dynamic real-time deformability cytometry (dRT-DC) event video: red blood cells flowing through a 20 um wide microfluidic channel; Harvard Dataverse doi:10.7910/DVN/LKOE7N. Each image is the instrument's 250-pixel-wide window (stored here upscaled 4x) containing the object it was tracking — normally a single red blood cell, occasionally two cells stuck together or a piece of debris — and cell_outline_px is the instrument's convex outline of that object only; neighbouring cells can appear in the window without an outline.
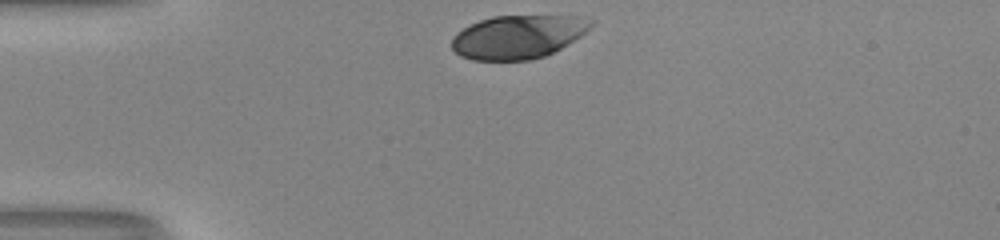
{"species": "human", "species_latin": "Homo sapiens", "temperature_condition": "room temperature", "stored_images_in_passage": 30, "camera_frame_rate_fps": 3000, "um_per_image_px": 0.085, "donor": {"sex": "male"}, "frame": {"image": 1, "passage_image": 1, "time_ms": 0.0, "image_size_px": [1000, 240], "cell_outline_px": [[596, 20], [580, 36], [568, 44], [544, 56], [528, 60], [472, 60], [460, 56], [452, 48], [452, 36], [456, 32], [480, 20], [492, 16], [576, 16]], "centroid_in_image_um": [44.0, 3.13], "position_along_channel_um": 41.0, "area_um2": 35.03}}
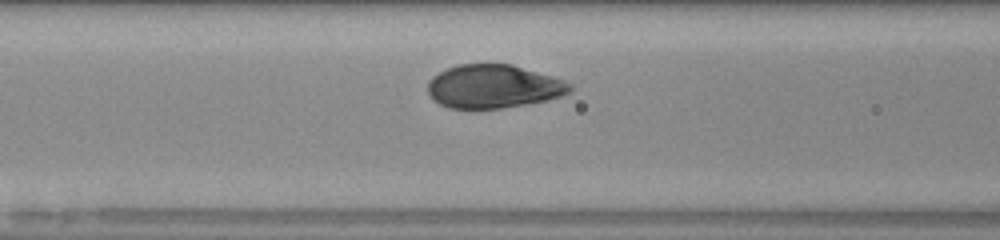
{"frame": {"image": 2, "passage_image": 10, "time_ms": 3.0, "image_size_px": [1000, 240], "cell_outline_px": [[572, 92], [564, 96], [548, 100], [500, 108], [448, 108], [432, 100], [428, 96], [428, 80], [432, 76], [448, 68], [460, 64], [512, 64], [564, 80], [572, 84]], "centroid_in_image_um": [41.95, 7.35], "position_along_channel_um": 124.6, "area_um2": 36.13}}
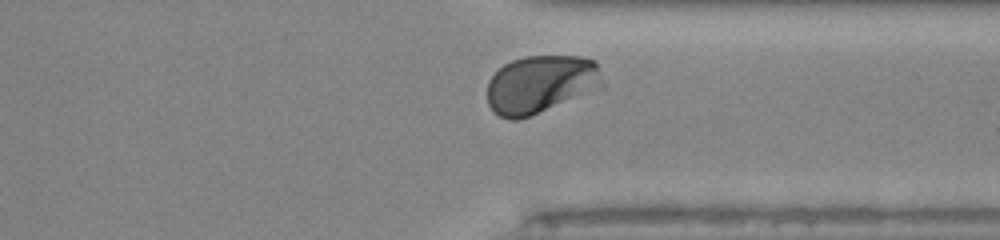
{"frame": {"image": 3, "passage_image": 28, "time_ms": 9.0, "image_size_px": [1000, 240], "cell_outline_px": [[604, 88], [528, 116], [516, 120], [508, 120], [492, 112], [488, 104], [488, 80], [504, 64], [512, 60], [524, 56], [580, 56], [596, 60], [604, 84]], "centroid_in_image_um": [45.98, 7.15], "position_along_channel_um": 365.4, "area_um2": 39.25}, "authors_computed_cell_mechanics": {"area_um2": 37.7723, "velocity_mm_per_s": 4.0098, "shape_relaxation_time_tau1_ms": 2.5561, "shape_relaxation_time_tau2_ms": null, "deformation_change_tau1": 0.1585, "deformation_change_tau2": null}}